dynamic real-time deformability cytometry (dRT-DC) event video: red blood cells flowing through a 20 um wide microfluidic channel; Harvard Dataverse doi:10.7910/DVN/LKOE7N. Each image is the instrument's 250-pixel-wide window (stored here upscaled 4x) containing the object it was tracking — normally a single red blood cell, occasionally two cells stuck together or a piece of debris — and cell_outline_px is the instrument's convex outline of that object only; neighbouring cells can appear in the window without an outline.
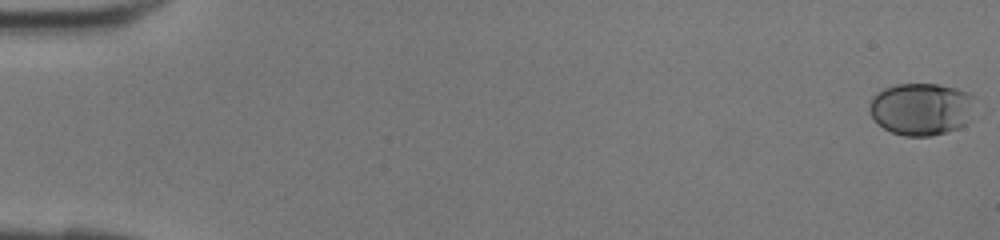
{"species": "human", "species_latin": "Homo sapiens", "temperature_condition": "room temperature", "stored_images_in_passage": 43, "camera_frame_rate_fps": 3000, "um_per_image_px": 0.085, "donor": {"sex": "female"}, "frame": {"image": 1, "passage_image": 1, "time_ms": 0.0, "image_size_px": [1000, 240], "cell_outline_px": [[980, 100], [964, 124], [956, 128], [932, 136], [904, 136], [892, 132], [884, 128], [868, 112], [868, 104], [872, 96], [876, 92], [884, 88], [896, 84], [940, 84], [956, 88], [968, 92], [976, 96]], "centroid_in_image_um": [78.33, 9.23], "position_along_channel_um": 6.7, "area_um2": 32.66}}
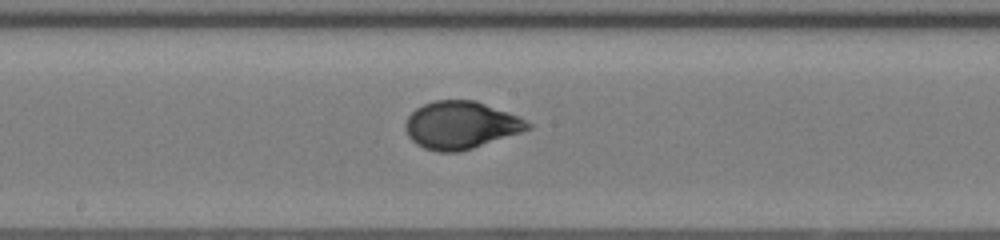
{"frame": {"image": 2, "passage_image": 24, "time_ms": 7.667, "image_size_px": [1000, 240], "cell_outline_px": [[532, 128], [460, 152], [436, 152], [424, 148], [416, 144], [408, 136], [404, 128], [404, 124], [408, 116], [416, 108], [424, 104], [436, 100], [476, 100], [520, 116], [532, 124]], "centroid_in_image_um": [39.16, 10.63], "position_along_channel_um": 209.0, "area_um2": 33.99}}
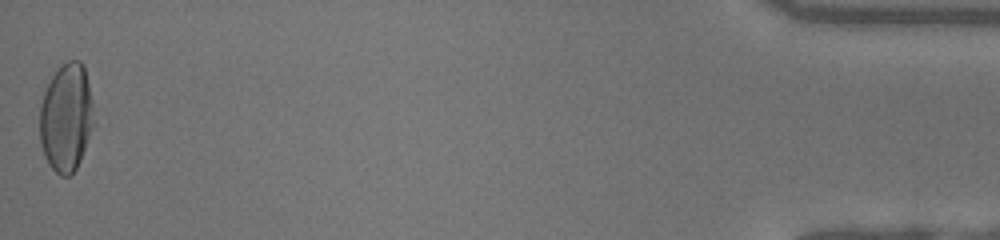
{"frame": {"image": 3, "passage_image": 43, "time_ms": 14.0, "image_size_px": [1000, 240], "cell_outline_px": [[96, 124], [80, 160], [76, 168], [68, 176], [60, 176], [48, 164], [44, 156], [40, 144], [40, 104], [44, 92], [52, 76], [60, 64], [68, 60], [80, 60], [84, 64], [92, 100]], "centroid_in_image_um": [5.65, 9.98], "position_along_channel_um": 429.5, "area_um2": 34.68}}